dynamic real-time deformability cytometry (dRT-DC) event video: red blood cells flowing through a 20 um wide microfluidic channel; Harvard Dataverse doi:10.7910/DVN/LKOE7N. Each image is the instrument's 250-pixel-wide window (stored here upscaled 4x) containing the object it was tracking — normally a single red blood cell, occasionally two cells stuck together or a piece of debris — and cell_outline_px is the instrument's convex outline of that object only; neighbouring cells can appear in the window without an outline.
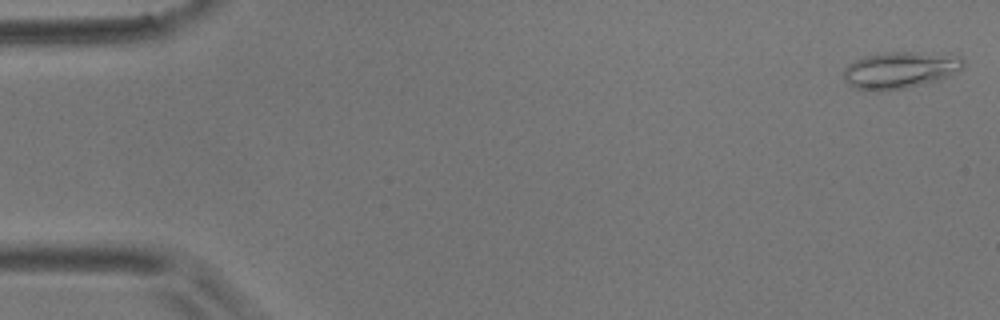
{"species": "common noctule bat (a hibernating species)", "species_latin": "Nyctalus noctula", "temperature_condition": "room temperature", "stored_images_in_passage": 32, "camera_frame_rate_fps": 3000, "um_per_image_px": 0.085, "animal": {"sex": "male", "body_mass_g": 17.9}, "frame": {"image": 1, "passage_image": 1, "time_ms": 0.0, "image_size_px": [1000, 320], "cell_outline_px": [[964, 68], [960, 72], [936, 80], [904, 88], [880, 92], [876, 92], [856, 88], [848, 84], [844, 76], [844, 68], [848, 64], [864, 56], [884, 52], [916, 52], [960, 56], [964, 60]], "centroid_in_image_um": [76.51, 5.95], "position_along_channel_um": 8.5, "area_um2": 25.66}}
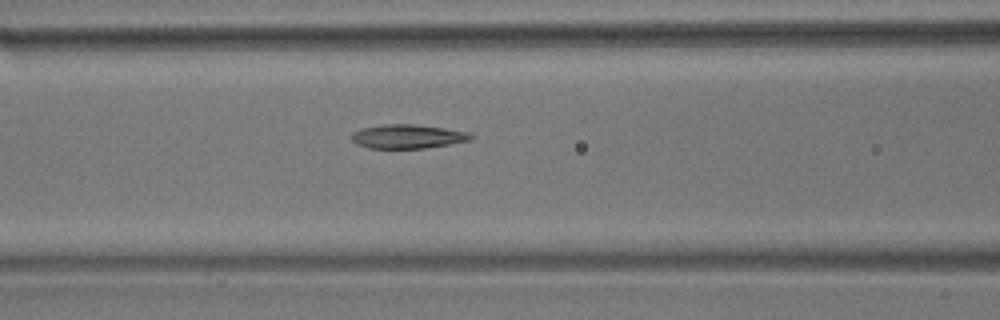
{"frame": {"image": 2, "passage_image": 22, "time_ms": 7.0, "image_size_px": [1000, 320], "cell_outline_px": [[476, 136], [472, 140], [424, 148], [368, 148], [356, 144], [352, 140], [352, 132], [360, 128], [384, 124], [416, 124], [444, 128], [468, 132]], "centroid_in_image_um": [34.65, 11.59], "position_along_channel_um": 132.0, "area_um2": 16.76}}
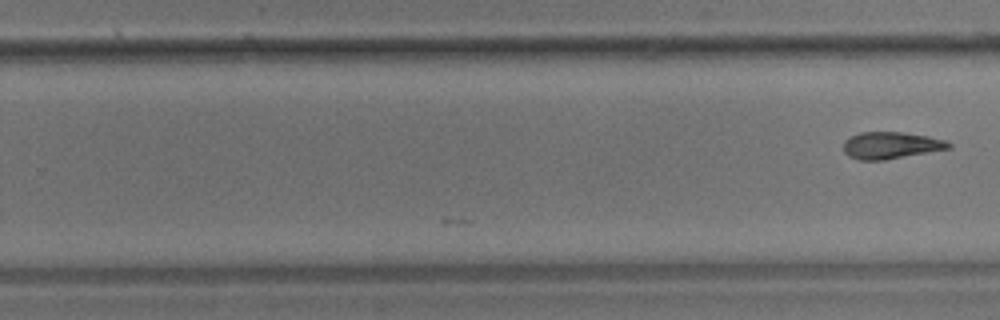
{"frame": {"image": 3, "passage_image": 32, "time_ms": 10.333, "image_size_px": [1000, 320], "cell_outline_px": [[952, 148], [884, 160], [860, 160], [848, 156], [844, 152], [844, 140], [848, 136], [860, 132], [900, 132], [928, 136], [944, 140], [952, 144]], "centroid_in_image_um": [75.7, 12.35], "position_along_channel_um": 254.1, "area_um2": 16.53}}